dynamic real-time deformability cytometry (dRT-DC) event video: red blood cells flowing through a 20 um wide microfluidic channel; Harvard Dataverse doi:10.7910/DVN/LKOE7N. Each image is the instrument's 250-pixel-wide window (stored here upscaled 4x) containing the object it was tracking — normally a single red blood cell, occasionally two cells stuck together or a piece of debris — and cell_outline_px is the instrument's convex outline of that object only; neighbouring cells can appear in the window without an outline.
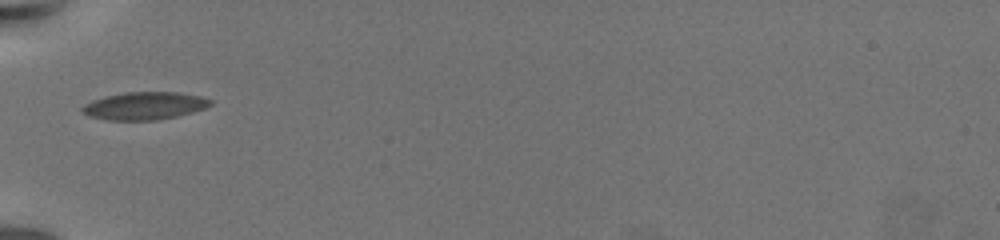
{"species": "common noctule bat (a hibernating species)", "species_latin": "Nyctalus noctula", "temperature_condition": "warm", "stored_images_in_passage": 5, "camera_frame_rate_fps": 3000, "um_per_image_px": 0.085, "animal": {"sex": "female", "body_mass_g": 19.5, "forearm_length_mm": 54.1}, "frame": {"image": 1, "passage_image": 1, "time_ms": 0.0, "image_size_px": [1000, 240], "cell_outline_px": [[212, 104], [204, 108], [192, 112], [176, 116], [156, 120], [108, 120], [88, 116], [80, 108], [84, 104], [92, 100], [124, 92], [176, 92], [200, 96], [212, 100]], "centroid_in_image_um": [12.27, 8.99], "position_along_channel_um": 72.7, "area_um2": 20.52}}
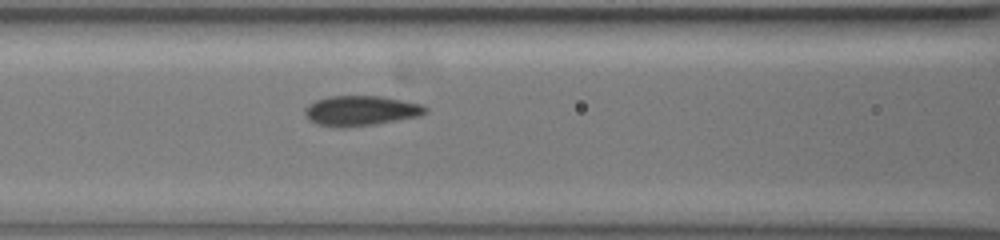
{"frame": {"image": 2, "passage_image": 3, "time_ms": 2.0, "image_size_px": [1000, 240], "cell_outline_px": [[428, 112], [420, 116], [372, 124], [344, 128], [340, 128], [316, 124], [308, 120], [304, 112], [304, 108], [308, 104], [316, 100], [328, 96], [380, 96], [420, 104], [428, 108]], "centroid_in_image_um": [30.62, 9.41], "position_along_channel_um": 136.0, "area_um2": 21.1}}
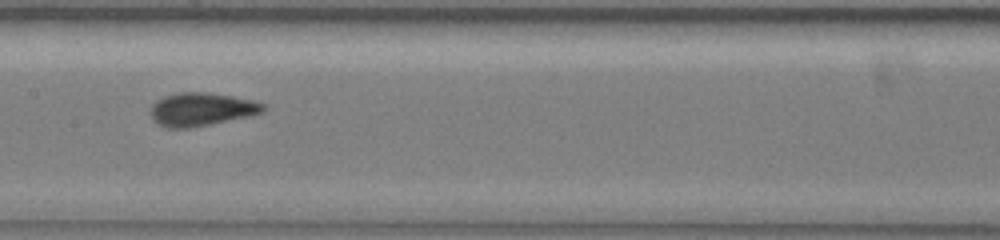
{"frame": {"image": 3, "passage_image": 5, "time_ms": 3.667, "image_size_px": [1000, 240], "cell_outline_px": [[264, 108], [260, 112], [252, 116], [188, 128], [168, 128], [156, 124], [152, 120], [148, 112], [152, 104], [164, 96], [180, 92], [208, 92], [232, 96], [252, 100], [264, 104]], "centroid_in_image_um": [17.06, 9.3], "position_along_channel_um": 190.3, "area_um2": 21.91}}